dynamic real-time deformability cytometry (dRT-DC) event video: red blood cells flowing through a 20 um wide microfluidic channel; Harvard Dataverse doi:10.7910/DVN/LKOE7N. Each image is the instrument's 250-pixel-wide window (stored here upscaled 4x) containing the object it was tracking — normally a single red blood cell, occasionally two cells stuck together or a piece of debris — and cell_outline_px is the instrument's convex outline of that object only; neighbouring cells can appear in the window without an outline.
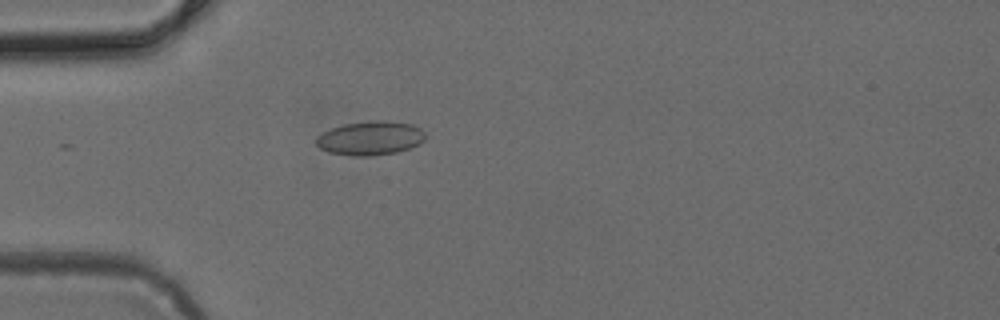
{"species": "common noctule bat (a hibernating species)", "species_latin": "Nyctalus noctula", "temperature_condition": "cold", "stored_images_in_passage": 15, "camera_frame_rate_fps": 3000, "um_per_image_px": 0.085, "animal": {"sex": "female", "body_mass_g": 24.6, "forearm_length_mm": 56.2}, "frame": {"image": 1, "passage_image": 1, "time_ms": 0.0, "image_size_px": [1000, 320], "cell_outline_px": [[424, 140], [420, 144], [396, 152], [368, 156], [352, 156], [328, 152], [320, 148], [316, 144], [316, 136], [332, 128], [344, 124], [368, 120], [388, 120], [412, 124], [420, 128], [424, 132]], "centroid_in_image_um": [31.47, 11.73], "position_along_channel_um": 53.5, "area_um2": 21.68}}
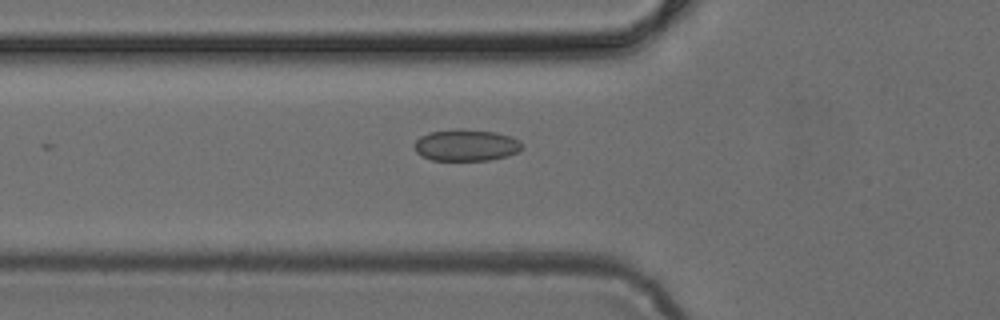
{"frame": {"image": 2, "passage_image": 4, "time_ms": 1.0, "image_size_px": [1000, 320], "cell_outline_px": [[524, 148], [520, 152], [508, 156], [488, 160], [432, 160], [420, 156], [416, 152], [416, 140], [420, 136], [428, 132], [496, 132], [512, 136], [520, 140], [524, 144]], "centroid_in_image_um": [39.71, 12.4], "position_along_channel_um": 86.1, "area_um2": 19.25}}
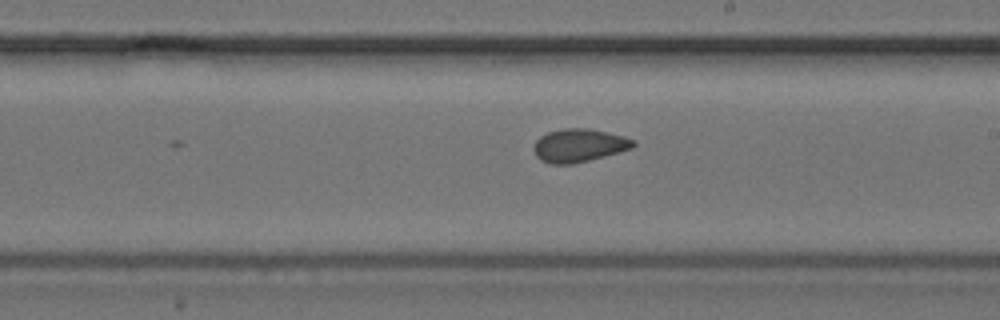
{"frame": {"image": 3, "passage_image": 15, "time_ms": 4.667, "image_size_px": [1000, 320], "cell_outline_px": [[636, 144], [632, 148], [604, 156], [572, 164], [552, 164], [540, 160], [536, 156], [532, 148], [536, 140], [540, 136], [548, 132], [564, 128], [588, 128], [608, 132], [624, 136], [636, 140]], "centroid_in_image_um": [49.2, 12.35], "position_along_channel_um": 239.8, "area_um2": 19.31}}